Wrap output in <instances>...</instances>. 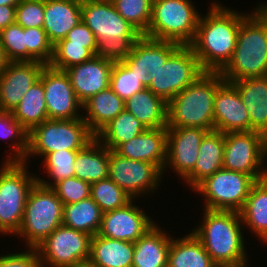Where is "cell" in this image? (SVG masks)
<instances>
[{"label": "cell", "mask_w": 267, "mask_h": 267, "mask_svg": "<svg viewBox=\"0 0 267 267\" xmlns=\"http://www.w3.org/2000/svg\"><path fill=\"white\" fill-rule=\"evenodd\" d=\"M220 3L211 2L209 11L201 14L190 45L201 68L209 72H220L231 60L241 21L248 15Z\"/></svg>", "instance_id": "1"}, {"label": "cell", "mask_w": 267, "mask_h": 267, "mask_svg": "<svg viewBox=\"0 0 267 267\" xmlns=\"http://www.w3.org/2000/svg\"><path fill=\"white\" fill-rule=\"evenodd\" d=\"M226 82L267 76V4L259 2L241 21L231 60L220 71Z\"/></svg>", "instance_id": "2"}, {"label": "cell", "mask_w": 267, "mask_h": 267, "mask_svg": "<svg viewBox=\"0 0 267 267\" xmlns=\"http://www.w3.org/2000/svg\"><path fill=\"white\" fill-rule=\"evenodd\" d=\"M203 220L193 230L213 262H248L238 211L203 209ZM243 235V236H242Z\"/></svg>", "instance_id": "3"}, {"label": "cell", "mask_w": 267, "mask_h": 267, "mask_svg": "<svg viewBox=\"0 0 267 267\" xmlns=\"http://www.w3.org/2000/svg\"><path fill=\"white\" fill-rule=\"evenodd\" d=\"M225 80L220 72L205 71L169 103L167 128L200 127L214 130V102L218 87Z\"/></svg>", "instance_id": "4"}, {"label": "cell", "mask_w": 267, "mask_h": 267, "mask_svg": "<svg viewBox=\"0 0 267 267\" xmlns=\"http://www.w3.org/2000/svg\"><path fill=\"white\" fill-rule=\"evenodd\" d=\"M192 0H153L145 37L190 46L196 36L199 13Z\"/></svg>", "instance_id": "5"}, {"label": "cell", "mask_w": 267, "mask_h": 267, "mask_svg": "<svg viewBox=\"0 0 267 267\" xmlns=\"http://www.w3.org/2000/svg\"><path fill=\"white\" fill-rule=\"evenodd\" d=\"M28 163L4 161L0 168V234L15 235L21 226L25 204L37 175ZM29 170V171H28Z\"/></svg>", "instance_id": "6"}, {"label": "cell", "mask_w": 267, "mask_h": 267, "mask_svg": "<svg viewBox=\"0 0 267 267\" xmlns=\"http://www.w3.org/2000/svg\"><path fill=\"white\" fill-rule=\"evenodd\" d=\"M63 211L64 204L55 191L37 181L29 192L22 223L15 236L25 240V248H36L62 225Z\"/></svg>", "instance_id": "7"}, {"label": "cell", "mask_w": 267, "mask_h": 267, "mask_svg": "<svg viewBox=\"0 0 267 267\" xmlns=\"http://www.w3.org/2000/svg\"><path fill=\"white\" fill-rule=\"evenodd\" d=\"M95 135L88 129L83 118L69 120H45L28 134V152L23 162L33 156L42 159L51 152L82 150Z\"/></svg>", "instance_id": "8"}, {"label": "cell", "mask_w": 267, "mask_h": 267, "mask_svg": "<svg viewBox=\"0 0 267 267\" xmlns=\"http://www.w3.org/2000/svg\"><path fill=\"white\" fill-rule=\"evenodd\" d=\"M224 141L223 169L245 173L255 181L267 177L265 135L256 131L228 132Z\"/></svg>", "instance_id": "9"}, {"label": "cell", "mask_w": 267, "mask_h": 267, "mask_svg": "<svg viewBox=\"0 0 267 267\" xmlns=\"http://www.w3.org/2000/svg\"><path fill=\"white\" fill-rule=\"evenodd\" d=\"M256 181L242 172L220 169L202 181L193 191L204 199V209L240 211Z\"/></svg>", "instance_id": "10"}, {"label": "cell", "mask_w": 267, "mask_h": 267, "mask_svg": "<svg viewBox=\"0 0 267 267\" xmlns=\"http://www.w3.org/2000/svg\"><path fill=\"white\" fill-rule=\"evenodd\" d=\"M91 238L62 224L36 247L42 267H77L89 261Z\"/></svg>", "instance_id": "11"}, {"label": "cell", "mask_w": 267, "mask_h": 267, "mask_svg": "<svg viewBox=\"0 0 267 267\" xmlns=\"http://www.w3.org/2000/svg\"><path fill=\"white\" fill-rule=\"evenodd\" d=\"M205 71L191 46H180L161 66L148 89L169 103Z\"/></svg>", "instance_id": "12"}, {"label": "cell", "mask_w": 267, "mask_h": 267, "mask_svg": "<svg viewBox=\"0 0 267 267\" xmlns=\"http://www.w3.org/2000/svg\"><path fill=\"white\" fill-rule=\"evenodd\" d=\"M108 177L135 200L155 193L164 178L156 165L122 157L110 149Z\"/></svg>", "instance_id": "13"}, {"label": "cell", "mask_w": 267, "mask_h": 267, "mask_svg": "<svg viewBox=\"0 0 267 267\" xmlns=\"http://www.w3.org/2000/svg\"><path fill=\"white\" fill-rule=\"evenodd\" d=\"M39 80L44 87L48 119L82 118L83 113L79 114L82 110V103L75 95L70 78L65 71L45 65Z\"/></svg>", "instance_id": "14"}, {"label": "cell", "mask_w": 267, "mask_h": 267, "mask_svg": "<svg viewBox=\"0 0 267 267\" xmlns=\"http://www.w3.org/2000/svg\"><path fill=\"white\" fill-rule=\"evenodd\" d=\"M81 20L94 33L96 41L142 36L117 12L111 1L81 0Z\"/></svg>", "instance_id": "15"}, {"label": "cell", "mask_w": 267, "mask_h": 267, "mask_svg": "<svg viewBox=\"0 0 267 267\" xmlns=\"http://www.w3.org/2000/svg\"><path fill=\"white\" fill-rule=\"evenodd\" d=\"M180 46L174 42L155 40L142 35L122 62L143 86L148 88L161 66Z\"/></svg>", "instance_id": "16"}, {"label": "cell", "mask_w": 267, "mask_h": 267, "mask_svg": "<svg viewBox=\"0 0 267 267\" xmlns=\"http://www.w3.org/2000/svg\"><path fill=\"white\" fill-rule=\"evenodd\" d=\"M209 130L200 127L167 128L166 163L163 177L168 168L184 179L198 159L200 144ZM168 167V168H167Z\"/></svg>", "instance_id": "17"}, {"label": "cell", "mask_w": 267, "mask_h": 267, "mask_svg": "<svg viewBox=\"0 0 267 267\" xmlns=\"http://www.w3.org/2000/svg\"><path fill=\"white\" fill-rule=\"evenodd\" d=\"M132 199L124 207L103 213L99 236L136 242L156 223Z\"/></svg>", "instance_id": "18"}, {"label": "cell", "mask_w": 267, "mask_h": 267, "mask_svg": "<svg viewBox=\"0 0 267 267\" xmlns=\"http://www.w3.org/2000/svg\"><path fill=\"white\" fill-rule=\"evenodd\" d=\"M45 64L40 61L8 62L0 74V110L12 112L39 80Z\"/></svg>", "instance_id": "19"}, {"label": "cell", "mask_w": 267, "mask_h": 267, "mask_svg": "<svg viewBox=\"0 0 267 267\" xmlns=\"http://www.w3.org/2000/svg\"><path fill=\"white\" fill-rule=\"evenodd\" d=\"M214 130L222 133L250 132V118L238 90L224 81L214 102Z\"/></svg>", "instance_id": "20"}, {"label": "cell", "mask_w": 267, "mask_h": 267, "mask_svg": "<svg viewBox=\"0 0 267 267\" xmlns=\"http://www.w3.org/2000/svg\"><path fill=\"white\" fill-rule=\"evenodd\" d=\"M114 62L93 56L90 60L65 70L78 100L83 104L90 97L109 88Z\"/></svg>", "instance_id": "21"}, {"label": "cell", "mask_w": 267, "mask_h": 267, "mask_svg": "<svg viewBox=\"0 0 267 267\" xmlns=\"http://www.w3.org/2000/svg\"><path fill=\"white\" fill-rule=\"evenodd\" d=\"M167 128L147 129L115 152L122 157L156 165L162 172L166 163Z\"/></svg>", "instance_id": "22"}, {"label": "cell", "mask_w": 267, "mask_h": 267, "mask_svg": "<svg viewBox=\"0 0 267 267\" xmlns=\"http://www.w3.org/2000/svg\"><path fill=\"white\" fill-rule=\"evenodd\" d=\"M81 22V0H44L43 29L55 45Z\"/></svg>", "instance_id": "23"}, {"label": "cell", "mask_w": 267, "mask_h": 267, "mask_svg": "<svg viewBox=\"0 0 267 267\" xmlns=\"http://www.w3.org/2000/svg\"><path fill=\"white\" fill-rule=\"evenodd\" d=\"M237 90L250 118V132L267 137V76L230 82Z\"/></svg>", "instance_id": "24"}, {"label": "cell", "mask_w": 267, "mask_h": 267, "mask_svg": "<svg viewBox=\"0 0 267 267\" xmlns=\"http://www.w3.org/2000/svg\"><path fill=\"white\" fill-rule=\"evenodd\" d=\"M224 133L209 131L201 141L194 169L183 179L193 191L202 181L223 168Z\"/></svg>", "instance_id": "25"}, {"label": "cell", "mask_w": 267, "mask_h": 267, "mask_svg": "<svg viewBox=\"0 0 267 267\" xmlns=\"http://www.w3.org/2000/svg\"><path fill=\"white\" fill-rule=\"evenodd\" d=\"M156 223L134 242L132 267H168V253L173 236Z\"/></svg>", "instance_id": "26"}, {"label": "cell", "mask_w": 267, "mask_h": 267, "mask_svg": "<svg viewBox=\"0 0 267 267\" xmlns=\"http://www.w3.org/2000/svg\"><path fill=\"white\" fill-rule=\"evenodd\" d=\"M124 109L125 101L109 87L82 104V110L86 112L82 114V118L88 129L96 135Z\"/></svg>", "instance_id": "27"}, {"label": "cell", "mask_w": 267, "mask_h": 267, "mask_svg": "<svg viewBox=\"0 0 267 267\" xmlns=\"http://www.w3.org/2000/svg\"><path fill=\"white\" fill-rule=\"evenodd\" d=\"M242 223L262 244H267V177L256 181L243 208L239 211Z\"/></svg>", "instance_id": "28"}, {"label": "cell", "mask_w": 267, "mask_h": 267, "mask_svg": "<svg viewBox=\"0 0 267 267\" xmlns=\"http://www.w3.org/2000/svg\"><path fill=\"white\" fill-rule=\"evenodd\" d=\"M125 109L147 129L167 128L168 103L148 88L128 98L125 101Z\"/></svg>", "instance_id": "29"}, {"label": "cell", "mask_w": 267, "mask_h": 267, "mask_svg": "<svg viewBox=\"0 0 267 267\" xmlns=\"http://www.w3.org/2000/svg\"><path fill=\"white\" fill-rule=\"evenodd\" d=\"M134 242L94 235L89 261L99 267H132Z\"/></svg>", "instance_id": "30"}, {"label": "cell", "mask_w": 267, "mask_h": 267, "mask_svg": "<svg viewBox=\"0 0 267 267\" xmlns=\"http://www.w3.org/2000/svg\"><path fill=\"white\" fill-rule=\"evenodd\" d=\"M109 149L96 137L78 151L74 168L78 179L93 184L108 178Z\"/></svg>", "instance_id": "31"}, {"label": "cell", "mask_w": 267, "mask_h": 267, "mask_svg": "<svg viewBox=\"0 0 267 267\" xmlns=\"http://www.w3.org/2000/svg\"><path fill=\"white\" fill-rule=\"evenodd\" d=\"M214 262L192 231L182 238L172 237L168 267H211Z\"/></svg>", "instance_id": "32"}, {"label": "cell", "mask_w": 267, "mask_h": 267, "mask_svg": "<svg viewBox=\"0 0 267 267\" xmlns=\"http://www.w3.org/2000/svg\"><path fill=\"white\" fill-rule=\"evenodd\" d=\"M147 128L129 111L124 109L95 137L108 149L115 151L121 144L145 132Z\"/></svg>", "instance_id": "33"}, {"label": "cell", "mask_w": 267, "mask_h": 267, "mask_svg": "<svg viewBox=\"0 0 267 267\" xmlns=\"http://www.w3.org/2000/svg\"><path fill=\"white\" fill-rule=\"evenodd\" d=\"M102 217L101 208L88 197L77 203L64 205L62 224L93 237L99 232Z\"/></svg>", "instance_id": "34"}, {"label": "cell", "mask_w": 267, "mask_h": 267, "mask_svg": "<svg viewBox=\"0 0 267 267\" xmlns=\"http://www.w3.org/2000/svg\"><path fill=\"white\" fill-rule=\"evenodd\" d=\"M12 114L28 132L48 120L45 92L40 80L25 93Z\"/></svg>", "instance_id": "35"}, {"label": "cell", "mask_w": 267, "mask_h": 267, "mask_svg": "<svg viewBox=\"0 0 267 267\" xmlns=\"http://www.w3.org/2000/svg\"><path fill=\"white\" fill-rule=\"evenodd\" d=\"M28 134L29 132L14 119L12 112L0 110V138L8 139L7 142L10 140V148L13 150L7 154L5 161L25 160L28 152Z\"/></svg>", "instance_id": "36"}, {"label": "cell", "mask_w": 267, "mask_h": 267, "mask_svg": "<svg viewBox=\"0 0 267 267\" xmlns=\"http://www.w3.org/2000/svg\"><path fill=\"white\" fill-rule=\"evenodd\" d=\"M78 151L74 150H61L48 153L43 158V165L48 173L46 181L40 176H37V181L45 187H52L55 183L60 180L73 177L75 173L74 163ZM53 181V182H52Z\"/></svg>", "instance_id": "37"}, {"label": "cell", "mask_w": 267, "mask_h": 267, "mask_svg": "<svg viewBox=\"0 0 267 267\" xmlns=\"http://www.w3.org/2000/svg\"><path fill=\"white\" fill-rule=\"evenodd\" d=\"M90 197L97 203L103 213L124 207L132 200L109 177L91 184Z\"/></svg>", "instance_id": "38"}, {"label": "cell", "mask_w": 267, "mask_h": 267, "mask_svg": "<svg viewBox=\"0 0 267 267\" xmlns=\"http://www.w3.org/2000/svg\"><path fill=\"white\" fill-rule=\"evenodd\" d=\"M117 12L142 35L149 27L153 0H114Z\"/></svg>", "instance_id": "39"}, {"label": "cell", "mask_w": 267, "mask_h": 267, "mask_svg": "<svg viewBox=\"0 0 267 267\" xmlns=\"http://www.w3.org/2000/svg\"><path fill=\"white\" fill-rule=\"evenodd\" d=\"M94 55L85 45L70 44L69 40H59L53 45L52 68L65 71L66 69L90 60Z\"/></svg>", "instance_id": "40"}, {"label": "cell", "mask_w": 267, "mask_h": 267, "mask_svg": "<svg viewBox=\"0 0 267 267\" xmlns=\"http://www.w3.org/2000/svg\"><path fill=\"white\" fill-rule=\"evenodd\" d=\"M109 87L124 101L145 88L122 61L114 62Z\"/></svg>", "instance_id": "41"}, {"label": "cell", "mask_w": 267, "mask_h": 267, "mask_svg": "<svg viewBox=\"0 0 267 267\" xmlns=\"http://www.w3.org/2000/svg\"><path fill=\"white\" fill-rule=\"evenodd\" d=\"M0 42L9 62L27 61L25 28L13 23L0 31Z\"/></svg>", "instance_id": "42"}, {"label": "cell", "mask_w": 267, "mask_h": 267, "mask_svg": "<svg viewBox=\"0 0 267 267\" xmlns=\"http://www.w3.org/2000/svg\"><path fill=\"white\" fill-rule=\"evenodd\" d=\"M27 61H40L49 65L53 57V44L43 28H25Z\"/></svg>", "instance_id": "43"}, {"label": "cell", "mask_w": 267, "mask_h": 267, "mask_svg": "<svg viewBox=\"0 0 267 267\" xmlns=\"http://www.w3.org/2000/svg\"><path fill=\"white\" fill-rule=\"evenodd\" d=\"M64 205L77 203L90 197L91 184L76 176L58 181L51 187Z\"/></svg>", "instance_id": "44"}, {"label": "cell", "mask_w": 267, "mask_h": 267, "mask_svg": "<svg viewBox=\"0 0 267 267\" xmlns=\"http://www.w3.org/2000/svg\"><path fill=\"white\" fill-rule=\"evenodd\" d=\"M140 37H120V39H106L97 41L95 56L111 60L113 62L123 61L133 49L135 42Z\"/></svg>", "instance_id": "45"}, {"label": "cell", "mask_w": 267, "mask_h": 267, "mask_svg": "<svg viewBox=\"0 0 267 267\" xmlns=\"http://www.w3.org/2000/svg\"><path fill=\"white\" fill-rule=\"evenodd\" d=\"M15 23L23 28H43L44 0H21L16 5Z\"/></svg>", "instance_id": "46"}, {"label": "cell", "mask_w": 267, "mask_h": 267, "mask_svg": "<svg viewBox=\"0 0 267 267\" xmlns=\"http://www.w3.org/2000/svg\"><path fill=\"white\" fill-rule=\"evenodd\" d=\"M26 251L0 255V267H42L37 248Z\"/></svg>", "instance_id": "47"}, {"label": "cell", "mask_w": 267, "mask_h": 267, "mask_svg": "<svg viewBox=\"0 0 267 267\" xmlns=\"http://www.w3.org/2000/svg\"><path fill=\"white\" fill-rule=\"evenodd\" d=\"M69 40L70 44L85 45L94 56L97 51V41L94 33L88 28V26L81 20V22L73 27L64 39Z\"/></svg>", "instance_id": "48"}, {"label": "cell", "mask_w": 267, "mask_h": 267, "mask_svg": "<svg viewBox=\"0 0 267 267\" xmlns=\"http://www.w3.org/2000/svg\"><path fill=\"white\" fill-rule=\"evenodd\" d=\"M16 5L0 6V31L15 23Z\"/></svg>", "instance_id": "49"}, {"label": "cell", "mask_w": 267, "mask_h": 267, "mask_svg": "<svg viewBox=\"0 0 267 267\" xmlns=\"http://www.w3.org/2000/svg\"><path fill=\"white\" fill-rule=\"evenodd\" d=\"M248 262L223 263L214 262L211 267H249Z\"/></svg>", "instance_id": "50"}, {"label": "cell", "mask_w": 267, "mask_h": 267, "mask_svg": "<svg viewBox=\"0 0 267 267\" xmlns=\"http://www.w3.org/2000/svg\"><path fill=\"white\" fill-rule=\"evenodd\" d=\"M8 60L5 56L4 50H3V46L0 42V74L5 70L7 64H8Z\"/></svg>", "instance_id": "51"}, {"label": "cell", "mask_w": 267, "mask_h": 267, "mask_svg": "<svg viewBox=\"0 0 267 267\" xmlns=\"http://www.w3.org/2000/svg\"><path fill=\"white\" fill-rule=\"evenodd\" d=\"M21 0H0V6L17 5Z\"/></svg>", "instance_id": "52"}, {"label": "cell", "mask_w": 267, "mask_h": 267, "mask_svg": "<svg viewBox=\"0 0 267 267\" xmlns=\"http://www.w3.org/2000/svg\"><path fill=\"white\" fill-rule=\"evenodd\" d=\"M77 267H99L92 264L90 261L82 262Z\"/></svg>", "instance_id": "53"}]
</instances>
